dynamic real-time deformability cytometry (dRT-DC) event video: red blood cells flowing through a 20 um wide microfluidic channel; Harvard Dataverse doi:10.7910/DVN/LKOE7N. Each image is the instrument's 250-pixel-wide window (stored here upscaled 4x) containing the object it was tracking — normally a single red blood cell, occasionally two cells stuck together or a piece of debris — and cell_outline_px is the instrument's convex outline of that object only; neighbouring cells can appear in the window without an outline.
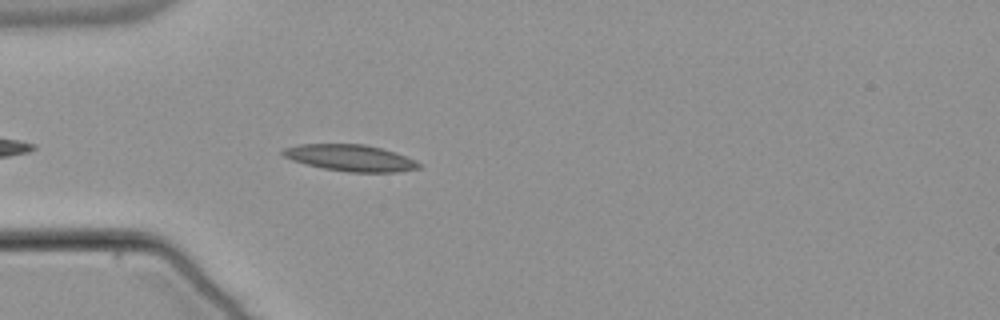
{"species": "common noctule bat (a hibernating species)", "species_latin": "Nyctalus noctula", "temperature_condition": "warm", "stored_images_in_passage": 21, "camera_frame_rate_fps": 3000, "um_per_image_px": 0.085, "animal": {"sex": "male", "body_mass_g": 21.5, "forearm_length_mm": 52.0}, "frame": {"image": 1, "passage_image": 4, "time_ms": 1.0, "image_size_px": [1000, 320], "cell_outline_px": [[420, 168], [396, 172], [348, 172], [324, 168], [304, 164], [292, 160], [284, 156], [280, 152], [284, 148], [300, 144], [364, 144], [396, 152], [416, 160], [420, 164]], "centroid_in_image_um": [29.78, 13.42], "position_along_channel_um": 55.2, "area_um2": 20.98}}
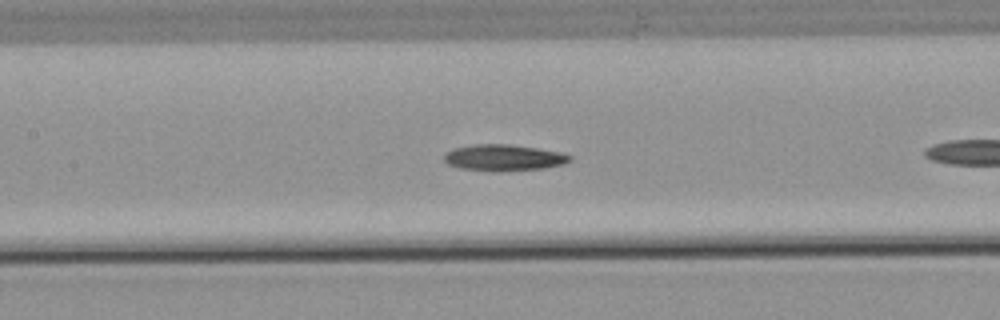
{"frame": {"image": 2, "passage_image": 10, "time_ms": 3.0, "image_size_px": [1000, 320], "cell_outline_px": [[572, 160], [564, 164], [544, 168], [500, 172], [492, 172], [460, 168], [448, 164], [444, 160], [444, 156], [452, 148], [476, 144], [508, 144], [536, 148], [560, 152], [572, 156]], "centroid_in_image_um": [42.82, 13.41], "position_along_channel_um": 164.6, "area_um2": 19.42}}
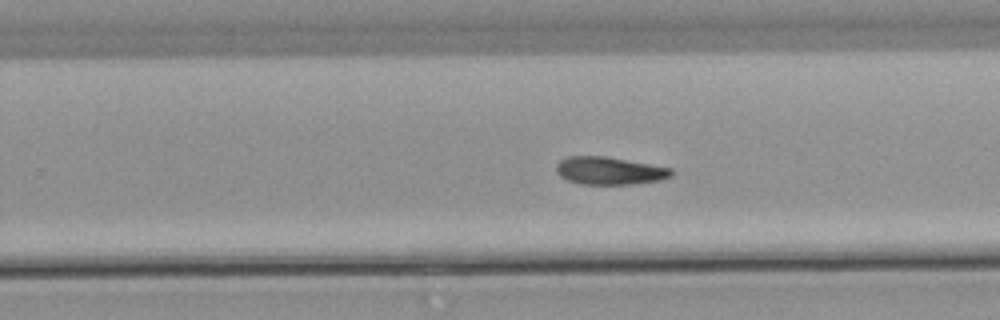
{"frame": {"image": 3, "passage_image": 19, "time_ms": 6.0, "image_size_px": [1000, 320], "cell_outline_px": [[672, 176], [660, 180], [632, 184], [580, 184], [568, 180], [560, 176], [556, 168], [556, 164], [560, 160], [568, 156], [604, 156], [672, 168]], "centroid_in_image_um": [51.79, 14.51], "position_along_channel_um": 278.0, "area_um2": 18.44}}